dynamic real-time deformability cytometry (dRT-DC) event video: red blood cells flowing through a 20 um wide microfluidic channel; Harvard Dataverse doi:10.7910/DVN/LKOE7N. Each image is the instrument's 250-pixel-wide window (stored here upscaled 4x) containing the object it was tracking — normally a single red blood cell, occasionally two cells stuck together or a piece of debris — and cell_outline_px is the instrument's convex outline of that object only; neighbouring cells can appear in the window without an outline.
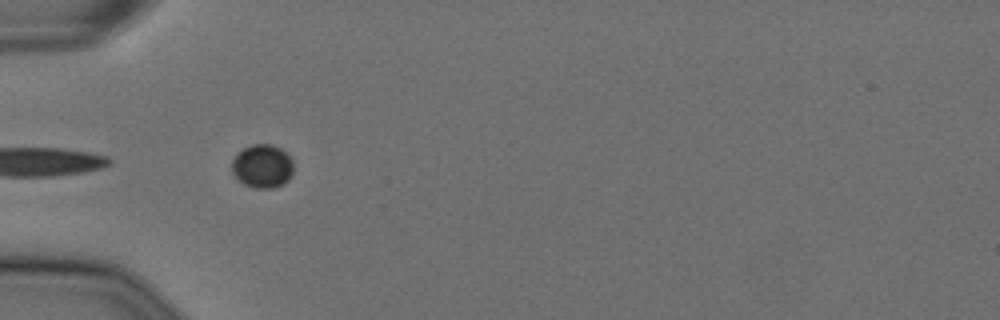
{"species": "Egyptian fruit bat (a non-hibernating species)", "species_latin": "Rousettus aegyptiacus", "temperature_condition": "cold", "stored_images_in_passage": 10, "camera_frame_rate_fps": 3000, "um_per_image_px": 0.085, "animal": {"sex": "female"}, "frame": {"image": 1, "passage_image": 2, "time_ms": 0.333, "image_size_px": [1000, 320], "cell_outline_px": [[292, 172], [288, 180], [284, 184], [272, 188], [256, 188], [244, 184], [232, 172], [232, 160], [244, 148], [252, 144], [272, 144], [280, 148], [292, 160]], "centroid_in_image_um": [22.31, 14.13], "position_along_channel_um": 62.7, "area_um2": 15.37}}